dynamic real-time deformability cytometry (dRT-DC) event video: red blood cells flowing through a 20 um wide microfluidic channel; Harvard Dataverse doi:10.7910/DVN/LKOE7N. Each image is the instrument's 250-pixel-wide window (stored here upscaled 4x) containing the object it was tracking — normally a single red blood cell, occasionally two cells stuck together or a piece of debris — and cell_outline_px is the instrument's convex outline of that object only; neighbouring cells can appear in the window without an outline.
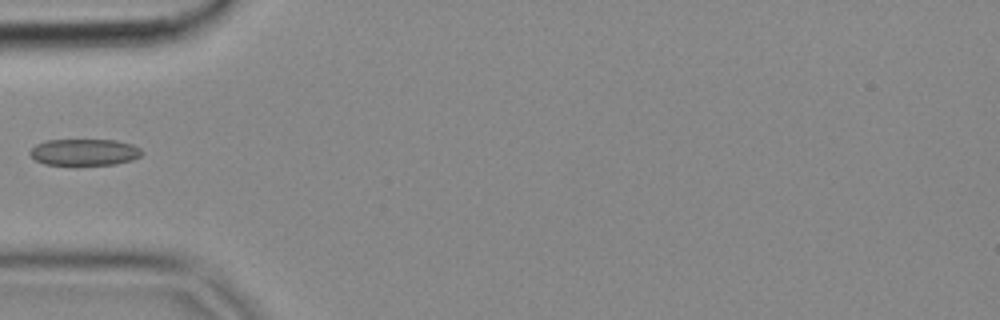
{"species": "common noctule bat (a hibernating species)", "species_latin": "Nyctalus noctula", "temperature_condition": "cold", "stored_images_in_passage": 5, "camera_frame_rate_fps": 3000, "um_per_image_px": 0.085, "animal": {"sex": "female", "body_mass_g": 18.4}, "frame": {"image": 1, "passage_image": 4, "time_ms": 1.0, "image_size_px": [1000, 320], "cell_outline_px": [[144, 152], [140, 156], [132, 160], [116, 164], [44, 164], [36, 160], [28, 152], [36, 144], [44, 140], [116, 140], [132, 144], [140, 148]], "centroid_in_image_um": [7.19, 12.92], "position_along_channel_um": 77.8, "area_um2": 17.22}}
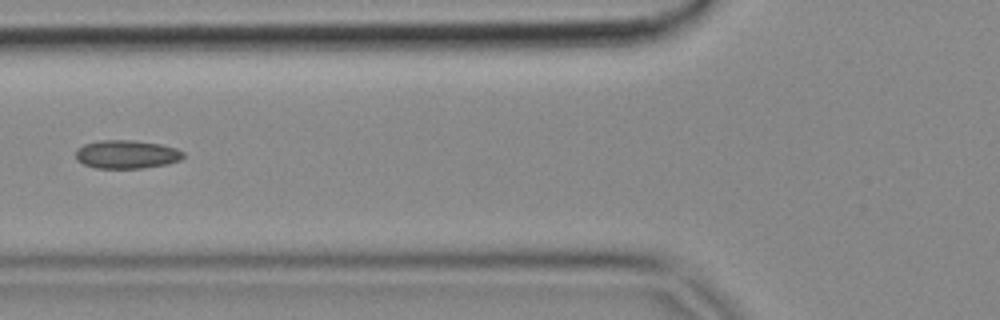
{"frame": {"image": 2, "passage_image": 5, "time_ms": 1.333, "image_size_px": [1000, 320], "cell_outline_px": [[184, 156], [180, 160], [168, 164], [144, 168], [96, 168], [84, 164], [76, 160], [76, 148], [84, 144], [100, 140], [132, 140], [160, 144], [176, 148], [184, 152]], "centroid_in_image_um": [10.76, 13.12], "position_along_channel_um": 115.0, "area_um2": 17.92}}